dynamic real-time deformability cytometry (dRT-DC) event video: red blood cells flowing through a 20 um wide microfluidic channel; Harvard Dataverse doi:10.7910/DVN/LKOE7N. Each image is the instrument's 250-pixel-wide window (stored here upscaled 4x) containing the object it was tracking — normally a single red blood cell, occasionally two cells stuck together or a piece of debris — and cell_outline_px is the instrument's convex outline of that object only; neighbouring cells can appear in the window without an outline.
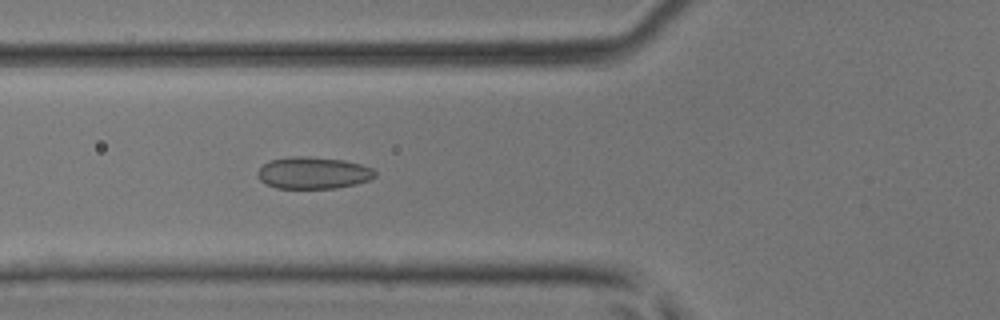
{"species": "common noctule bat (a hibernating species)", "species_latin": "Nyctalus noctula", "temperature_condition": "room temperature", "stored_images_in_passage": 39, "camera_frame_rate_fps": 3000, "um_per_image_px": 0.085, "animal": {"sex": "male", "body_mass_g": 17.9, "forearm_length_mm": 54.2}, "frame": {"image": 1, "passage_image": 10, "time_ms": 3.0, "image_size_px": [1000, 320], "cell_outline_px": [[376, 176], [368, 180], [356, 184], [336, 188], [276, 188], [264, 184], [260, 180], [256, 172], [268, 160], [288, 156], [308, 156], [344, 160], [360, 164], [372, 168], [376, 172]], "centroid_in_image_um": [26.59, 14.69], "position_along_channel_um": 99.2, "area_um2": 22.02}}
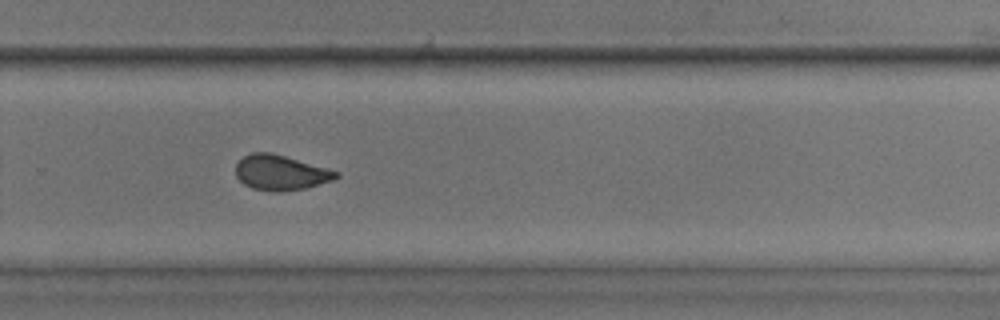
{"frame": {"image": 2, "passage_image": 24, "time_ms": 7.667, "image_size_px": [1000, 320], "cell_outline_px": [[340, 176], [332, 180], [304, 188], [280, 192], [272, 192], [252, 188], [244, 184], [236, 176], [236, 164], [244, 156], [252, 152], [272, 152], [328, 168], [340, 172]], "centroid_in_image_um": [23.85, 14.66], "position_along_channel_um": 305.9, "area_um2": 20.58}}
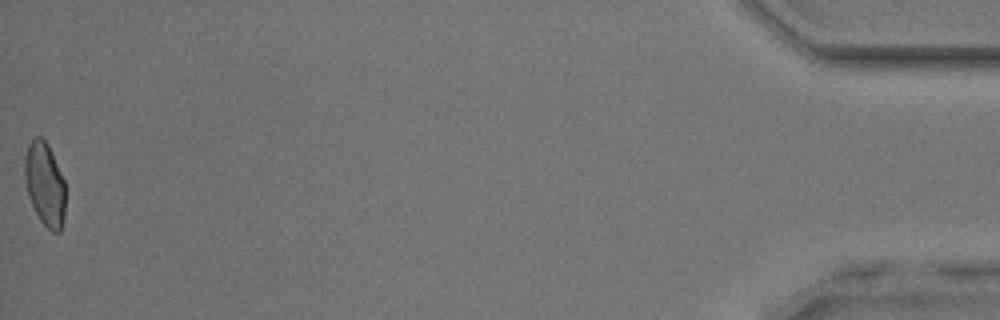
{"frame": {"image": 3, "passage_image": 39, "time_ms": 12.667, "image_size_px": [1000, 320], "cell_outline_px": [[64, 220], [60, 232], [52, 232], [40, 220], [28, 196], [24, 180], [24, 156], [28, 144], [36, 136], [40, 136], [48, 144], [64, 180]], "centroid_in_image_um": [3.79, 15.64], "position_along_channel_um": 431.4, "area_um2": 19.83}}